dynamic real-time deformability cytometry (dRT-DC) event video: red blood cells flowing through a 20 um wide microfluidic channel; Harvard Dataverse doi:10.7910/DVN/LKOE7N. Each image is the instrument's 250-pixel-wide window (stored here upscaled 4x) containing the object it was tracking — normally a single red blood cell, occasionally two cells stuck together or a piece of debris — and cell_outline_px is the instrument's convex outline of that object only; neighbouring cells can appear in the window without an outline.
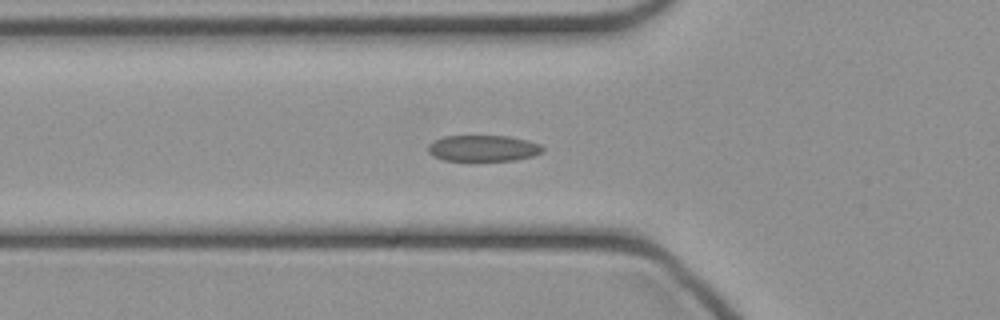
{"species": "common noctule bat (a hibernating species)", "species_latin": "Nyctalus noctula", "temperature_condition": "cold", "stored_images_in_passage": 36, "camera_frame_rate_fps": 3000, "um_per_image_px": 0.085, "animal": {"sex": "female", "body_mass_g": 21.9}, "frame": {"image": 1, "passage_image": 5, "time_ms": 1.333, "image_size_px": [1000, 320], "cell_outline_px": [[544, 152], [532, 156], [516, 160], [444, 160], [432, 156], [428, 152], [428, 144], [432, 140], [444, 136], [508, 136], [528, 140], [540, 144], [544, 148]], "centroid_in_image_um": [41.06, 12.59], "position_along_channel_um": 84.7, "area_um2": 17.57}}
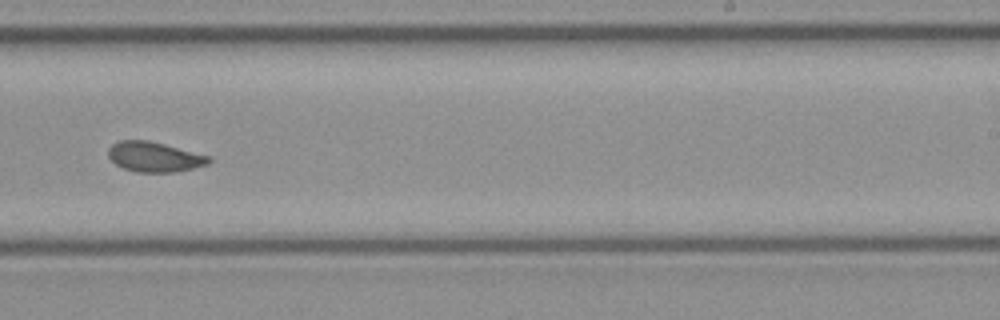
{"frame": {"image": 2, "passage_image": 18, "time_ms": 5.667, "image_size_px": [1000, 320], "cell_outline_px": [[212, 160], [208, 164], [176, 172], [136, 172], [124, 168], [116, 164], [108, 156], [108, 148], [112, 144], [120, 140], [148, 140], [212, 156]], "centroid_in_image_um": [13.14, 13.33], "position_along_channel_um": 275.9, "area_um2": 17.63}}
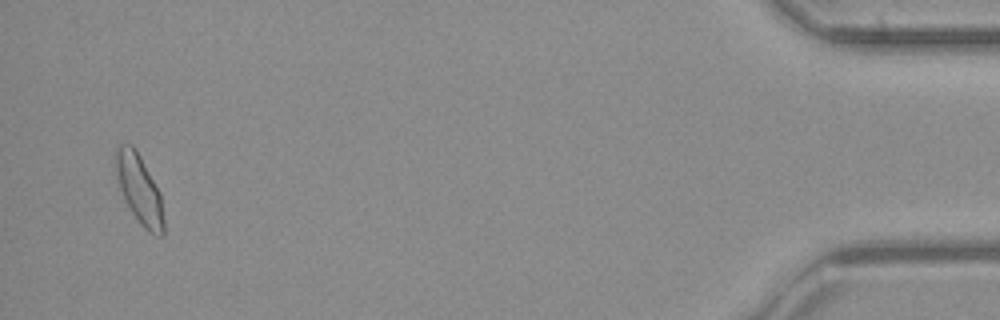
{"frame": {"image": 3, "passage_image": 34, "time_ms": 11.0, "image_size_px": [1000, 320], "cell_outline_px": [[164, 236], [160, 236], [148, 232], [140, 224], [132, 212], [120, 188], [112, 160], [116, 144], [132, 144], [136, 148], [160, 192], [164, 220]], "centroid_in_image_um": [11.81, 16.02], "position_along_channel_um": 423.4, "area_um2": 19.59}}